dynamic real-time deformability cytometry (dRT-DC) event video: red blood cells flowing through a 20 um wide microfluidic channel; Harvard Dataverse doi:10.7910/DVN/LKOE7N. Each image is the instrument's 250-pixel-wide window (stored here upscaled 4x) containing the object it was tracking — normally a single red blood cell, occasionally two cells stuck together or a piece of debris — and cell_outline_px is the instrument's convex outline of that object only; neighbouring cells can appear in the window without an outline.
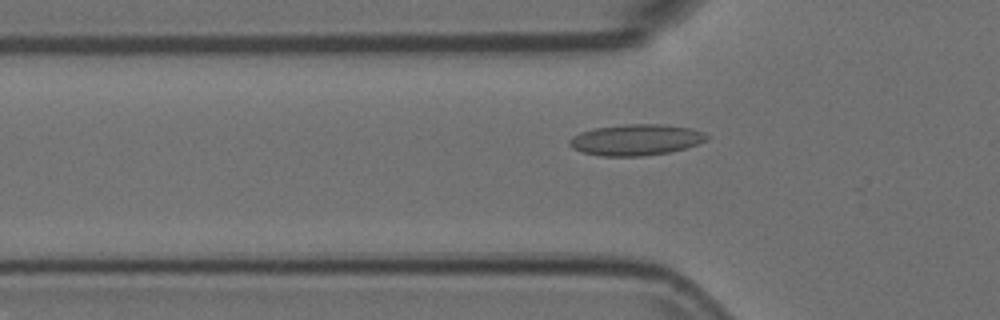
{"species": "Egyptian fruit bat (a non-hibernating species)", "species_latin": "Rousettus aegyptiacus", "temperature_condition": "room temperature", "stored_images_in_passage": 39, "camera_frame_rate_fps": 3000, "um_per_image_px": 0.085, "animal": {"sex": "female"}, "frame": {"image": 1, "passage_image": 8, "time_ms": 2.333, "image_size_px": [1000, 320], "cell_outline_px": [[708, 136], [704, 140], [696, 144], [684, 148], [668, 152], [644, 156], [600, 156], [584, 152], [572, 148], [568, 144], [568, 140], [572, 136], [580, 132], [592, 128], [624, 124], [664, 124], [692, 128], [704, 132]], "centroid_in_image_um": [54.01, 11.87], "position_along_channel_um": 71.8, "area_um2": 24.91}}
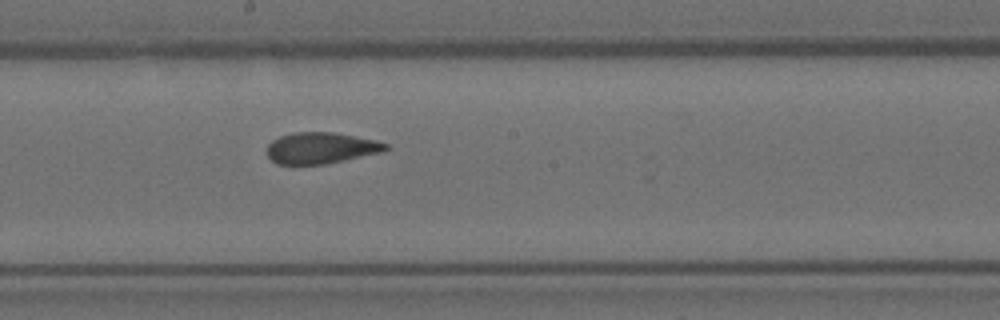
{"frame": {"image": 2, "passage_image": 20, "time_ms": 6.333, "image_size_px": [1000, 320], "cell_outline_px": [[392, 148], [384, 152], [324, 164], [276, 164], [268, 156], [268, 144], [272, 140], [280, 136], [292, 132], [336, 132], [376, 140], [388, 144]], "centroid_in_image_um": [27.33, 12.57], "position_along_channel_um": 220.9, "area_um2": 21.79}}
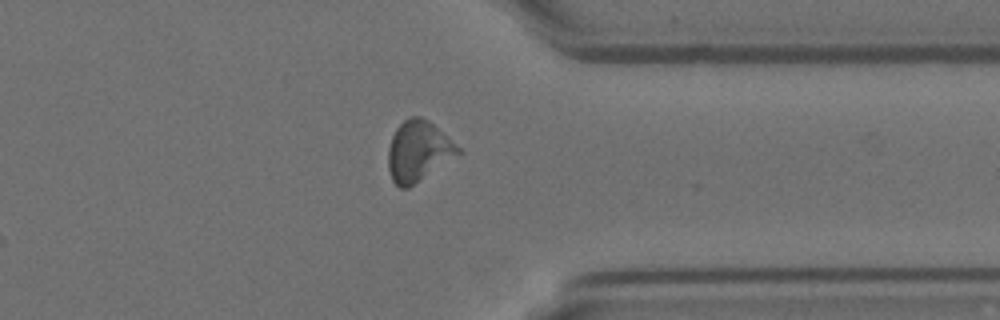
{"frame": {"image": 3, "passage_image": 33, "time_ms": 10.667, "image_size_px": [1000, 320], "cell_outline_px": [[464, 152], [408, 188], [400, 188], [392, 180], [388, 168], [388, 148], [392, 136], [396, 128], [408, 116], [420, 116], [428, 120], [460, 148]], "centroid_in_image_um": [35.55, 12.85], "position_along_channel_um": 375.8, "area_um2": 24.62}, "authors_computed_cell_mechanics": {"area_um2": 22.7732, "velocity_mm_per_s": 3.7121, "shape_relaxation_time_tau1_ms": null, "shape_relaxation_time_tau2_ms": 2.0159, "deformation_change_tau1": null, "deformation_change_tau2": 0.0989}}